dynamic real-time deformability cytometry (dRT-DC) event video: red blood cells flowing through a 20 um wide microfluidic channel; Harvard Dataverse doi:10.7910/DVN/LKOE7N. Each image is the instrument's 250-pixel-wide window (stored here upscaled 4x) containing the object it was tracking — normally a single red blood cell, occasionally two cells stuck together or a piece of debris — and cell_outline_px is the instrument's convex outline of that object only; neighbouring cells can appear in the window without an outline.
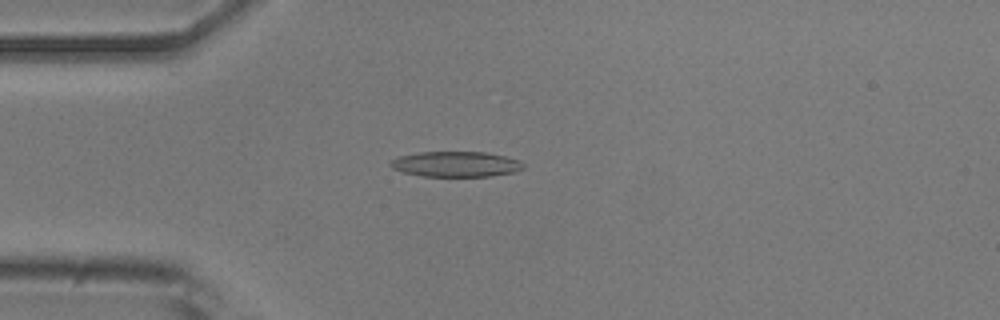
{"species": "common noctule bat (a hibernating species)", "species_latin": "Nyctalus noctula", "temperature_condition": "room temperature", "stored_images_in_passage": 50, "camera_frame_rate_fps": 3000, "um_per_image_px": 0.085, "animal": {"sex": "male", "body_mass_g": 20.5, "forearm_length_mm": 52.5}, "frame": {"image": 1, "passage_image": 11, "time_ms": 3.333, "image_size_px": [1000, 320], "cell_outline_px": [[524, 168], [512, 172], [488, 176], [424, 176], [404, 172], [392, 168], [388, 164], [392, 160], [400, 156], [420, 152], [488, 152], [520, 160], [524, 164]], "centroid_in_image_um": [38.76, 13.94], "position_along_channel_um": 46.2, "area_um2": 19.48}}
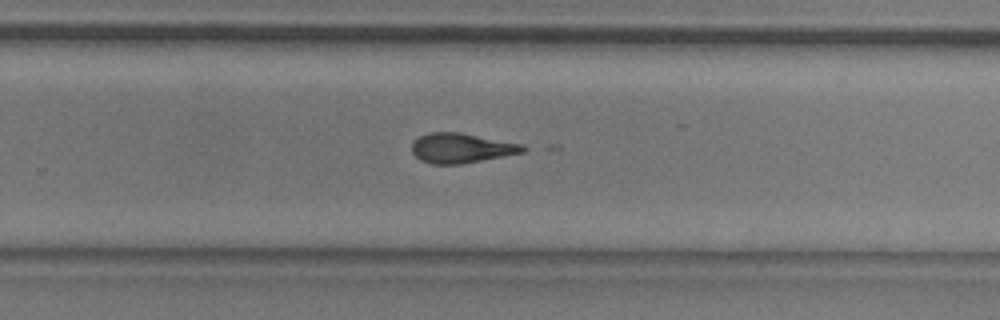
{"frame": {"image": 2, "passage_image": 31, "time_ms": 10.0, "image_size_px": [1000, 320], "cell_outline_px": [[532, 148], [524, 152], [460, 164], [432, 164], [420, 160], [412, 152], [412, 144], [420, 136], [428, 132], [460, 132], [524, 144]], "centroid_in_image_um": [39.27, 12.58], "position_along_channel_um": 290.5, "area_um2": 19.36}}
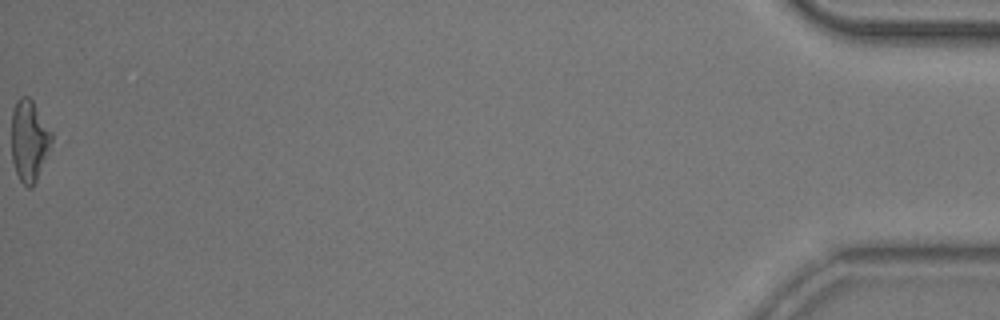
{"frame": {"image": 3, "passage_image": 50, "time_ms": 16.333, "image_size_px": [1000, 320], "cell_outline_px": [[52, 140], [36, 180], [32, 188], [28, 188], [20, 180], [16, 172], [12, 160], [12, 112], [16, 100], [20, 96], [28, 96], [32, 100], [52, 132]], "centroid_in_image_um": [2.46, 11.92], "position_along_channel_um": 432.7, "area_um2": 18.73}, "authors_computed_cell_mechanics": {"area_um2": 19.5364, "velocity_mm_per_s": 3.8767, "shape_relaxation_time_tau1_ms": null, "shape_relaxation_time_tau2_ms": 2.7541, "deformation_change_tau1": null, "deformation_change_tau2": 0.1292}}